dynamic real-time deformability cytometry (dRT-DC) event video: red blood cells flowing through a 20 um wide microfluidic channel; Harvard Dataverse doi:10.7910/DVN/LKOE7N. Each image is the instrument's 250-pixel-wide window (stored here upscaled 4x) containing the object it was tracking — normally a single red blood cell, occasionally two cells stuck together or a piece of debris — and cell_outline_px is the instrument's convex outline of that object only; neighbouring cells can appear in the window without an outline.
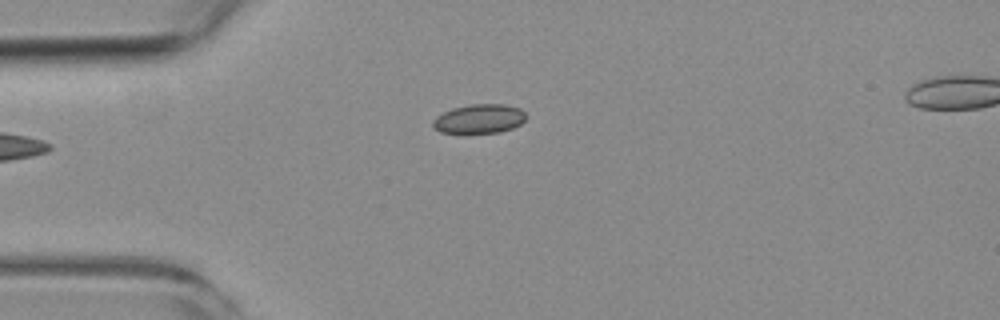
{"species": "common noctule bat (a hibernating species)", "species_latin": "Nyctalus noctula", "temperature_condition": "room temperature", "stored_images_in_passage": 6, "camera_frame_rate_fps": 3000, "um_per_image_px": 0.085, "animal": {"sex": "female", "body_mass_g": 19.3, "forearm_length_mm": 54.1}, "frame": {"image": 1, "passage_image": 1, "time_ms": 0.0, "image_size_px": [1000, 320], "cell_outline_px": [[528, 116], [520, 124], [512, 128], [500, 132], [464, 136], [440, 132], [432, 124], [432, 120], [436, 116], [452, 108], [472, 104], [504, 104], [520, 108]], "centroid_in_image_um": [40.71, 10.14], "position_along_channel_um": 44.3, "area_um2": 16.53}}
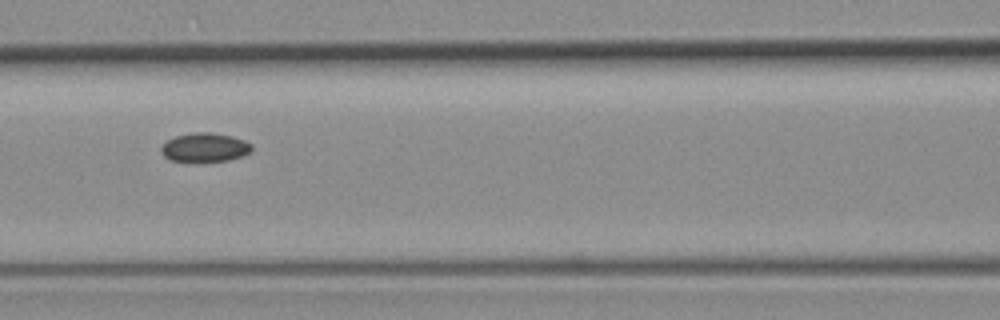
{"frame": {"image": 2, "passage_image": 4, "time_ms": 3.333, "image_size_px": [1000, 320], "cell_outline_px": [[252, 152], [228, 160], [196, 164], [168, 160], [160, 152], [160, 148], [168, 140], [176, 136], [196, 132], [212, 132], [232, 136], [244, 140], [252, 144]], "centroid_in_image_um": [17.39, 12.57], "position_along_channel_um": 149.2, "area_um2": 15.84}}
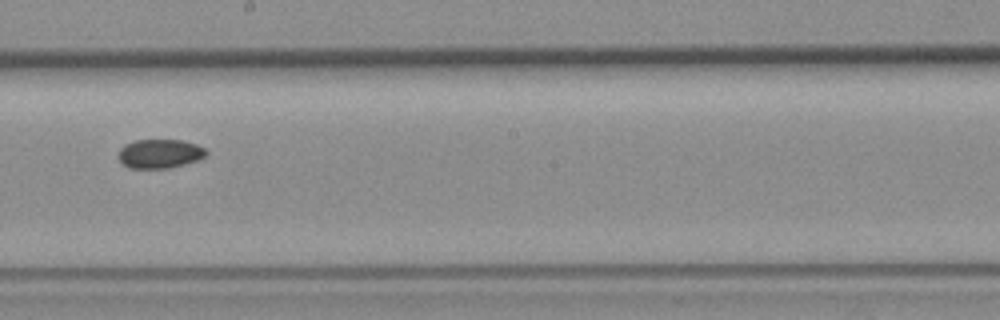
{"frame": {"image": 3, "passage_image": 6, "time_ms": 5.667, "image_size_px": [1000, 320], "cell_outline_px": [[208, 152], [204, 156], [196, 160], [184, 164], [168, 168], [128, 168], [120, 164], [116, 156], [120, 148], [124, 144], [136, 140], [184, 140], [196, 144], [204, 148]], "centroid_in_image_um": [13.5, 13.06], "position_along_channel_um": 234.7, "area_um2": 15.03}}